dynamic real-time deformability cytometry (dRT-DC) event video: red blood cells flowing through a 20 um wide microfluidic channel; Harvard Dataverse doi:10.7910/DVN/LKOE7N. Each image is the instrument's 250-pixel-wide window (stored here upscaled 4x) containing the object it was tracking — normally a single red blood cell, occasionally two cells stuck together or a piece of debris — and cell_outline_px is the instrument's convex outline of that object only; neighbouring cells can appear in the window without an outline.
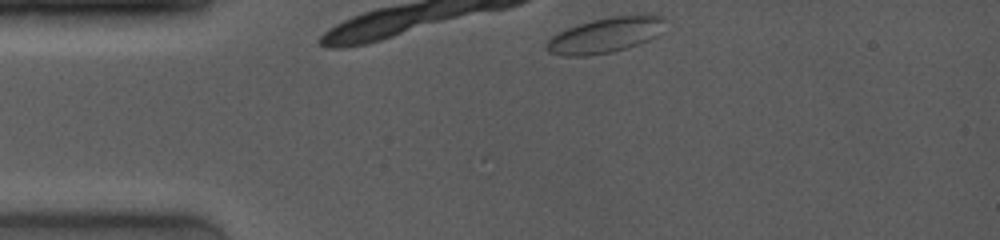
{"species": "common noctule bat (a hibernating species)", "species_latin": "Nyctalus noctula", "temperature_condition": "room temperature", "stored_images_in_passage": 14, "camera_frame_rate_fps": 4000, "um_per_image_px": 0.085, "animal": {"sex": "female", "body_mass_g": 19.0, "forearm_length_mm": 53.3}, "frame": {"image": 1, "passage_image": 1, "time_ms": 0.0, "image_size_px": [1000, 240], "cell_outline_px": [[664, 20], [656, 36], [640, 44], [628, 48], [612, 52], [588, 56], [560, 56], [548, 52], [544, 48], [544, 44], [552, 36], [568, 28], [592, 20], [612, 16], [644, 12], [648, 12], [664, 16]], "centroid_in_image_um": [51.46, 2.97], "position_along_channel_um": 33.5, "area_um2": 24.85}}